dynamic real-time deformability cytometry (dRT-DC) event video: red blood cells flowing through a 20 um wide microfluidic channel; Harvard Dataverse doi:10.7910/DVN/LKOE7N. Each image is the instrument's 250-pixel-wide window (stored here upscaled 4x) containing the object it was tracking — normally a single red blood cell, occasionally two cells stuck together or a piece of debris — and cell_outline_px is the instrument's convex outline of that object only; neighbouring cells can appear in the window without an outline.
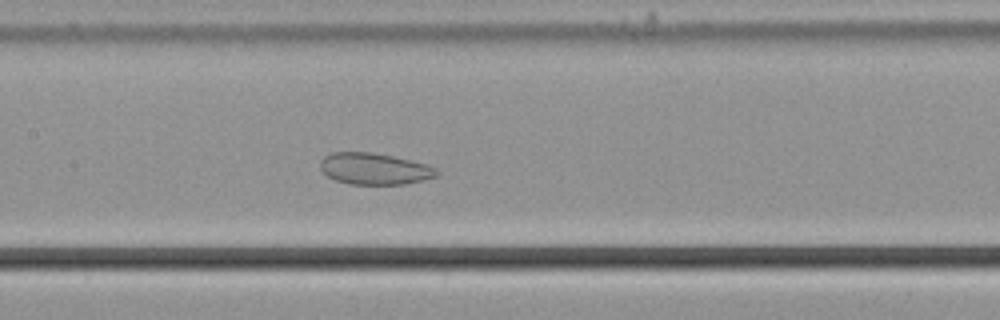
{"species": "common noctule bat (a hibernating species)", "species_latin": "Nyctalus noctula", "temperature_condition": "cold", "stored_images_in_passage": 38, "camera_frame_rate_fps": 3000, "um_per_image_px": 0.085, "animal": {"sex": "male", "body_mass_g": 21.5, "forearm_length_mm": 52.0}, "frame": {"image": 1, "passage_image": 17, "time_ms": 5.333, "image_size_px": [1000, 320], "cell_outline_px": [[440, 172], [436, 176], [424, 180], [404, 184], [348, 184], [336, 180], [328, 176], [320, 168], [320, 160], [324, 156], [332, 152], [372, 152], [392, 156], [428, 164], [436, 168]], "centroid_in_image_um": [31.83, 14.34], "position_along_channel_um": 175.6, "area_um2": 21.44}}
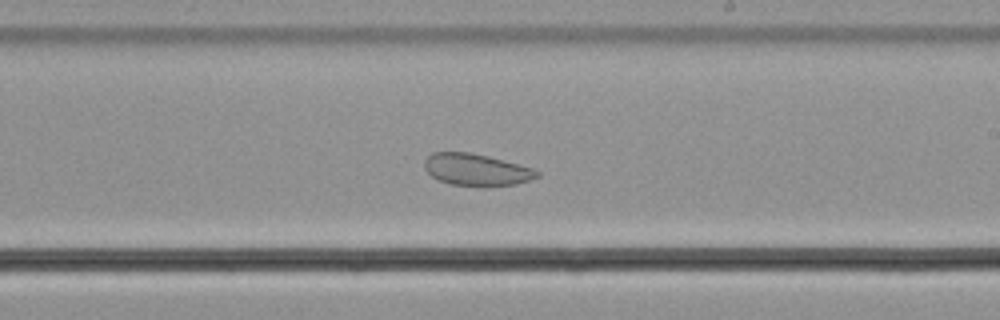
{"frame": {"image": 2, "passage_image": 23, "time_ms": 7.333, "image_size_px": [1000, 320], "cell_outline_px": [[540, 176], [516, 184], [476, 188], [448, 184], [432, 176], [424, 168], [424, 160], [432, 152], [472, 152], [536, 168], [540, 172]], "centroid_in_image_um": [40.51, 14.44], "position_along_channel_um": 248.5, "area_um2": 21.5}}
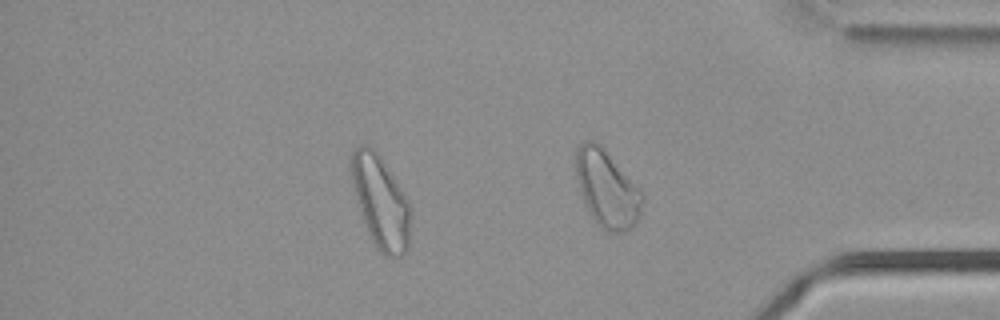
{"frame": {"image": 3, "passage_image": 35, "time_ms": 11.333, "image_size_px": [1000, 320], "cell_outline_px": [[408, 248], [400, 256], [384, 256], [380, 252], [372, 240], [368, 232], [352, 184], [348, 164], [352, 152], [360, 144], [364, 144], [372, 148], [380, 156], [408, 200]], "centroid_in_image_um": [32.3, 17.11], "position_along_channel_um": 402.9, "area_um2": 31.1}, "authors_computed_cell_mechanics": {"area_um2": 24.0737, "velocity_mm_per_s": 3.6558, "shape_relaxation_time_tau1_ms": null, "shape_relaxation_time_tau2_ms": 4.1856, "deformation_change_tau1": null, "deformation_change_tau2": 0.0894}}